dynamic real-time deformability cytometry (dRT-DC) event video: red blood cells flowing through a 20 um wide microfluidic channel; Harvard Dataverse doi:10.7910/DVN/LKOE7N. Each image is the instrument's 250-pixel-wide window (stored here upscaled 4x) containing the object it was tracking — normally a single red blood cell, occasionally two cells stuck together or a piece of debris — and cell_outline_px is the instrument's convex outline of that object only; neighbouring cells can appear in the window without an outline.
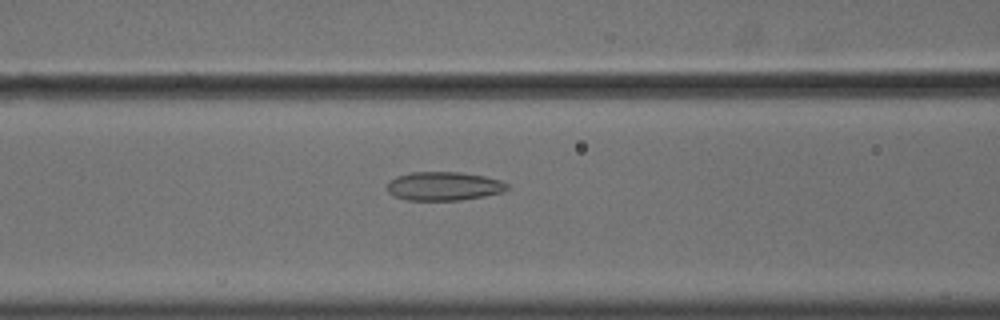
{"species": "common noctule bat (a hibernating species)", "species_latin": "Nyctalus noctula", "temperature_condition": "cold", "stored_images_in_passage": 56, "camera_frame_rate_fps": 3000, "um_per_image_px": 0.085, "animal": {"sex": "male", "body_mass_g": 18.8}, "frame": {"image": 1, "passage_image": 24, "time_ms": 7.667, "image_size_px": [1000, 320], "cell_outline_px": [[512, 188], [504, 192], [484, 196], [460, 200], [408, 200], [396, 196], [388, 192], [388, 180], [396, 176], [412, 172], [460, 172], [484, 176], [500, 180], [508, 184]], "centroid_in_image_um": [37.76, 15.82], "position_along_channel_um": 128.8, "area_um2": 20.17}}
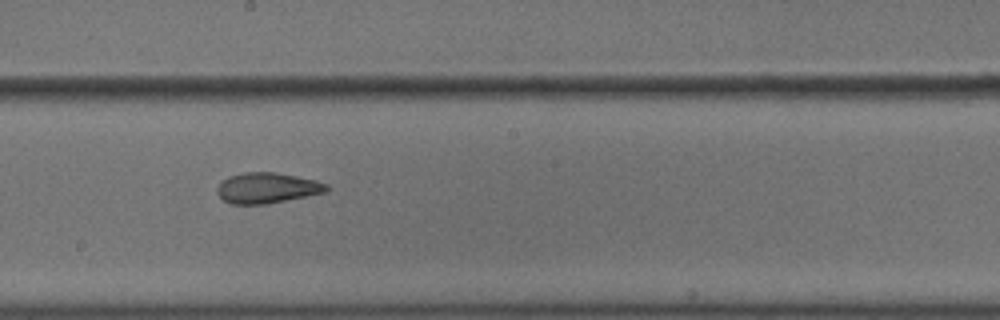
{"frame": {"image": 2, "passage_image": 32, "time_ms": 10.333, "image_size_px": [1000, 320], "cell_outline_px": [[328, 192], [264, 204], [232, 204], [224, 200], [216, 192], [216, 188], [228, 176], [244, 172], [276, 172], [316, 180], [328, 184]], "centroid_in_image_um": [22.72, 15.97], "position_along_channel_um": 225.5, "area_um2": 19.42}}
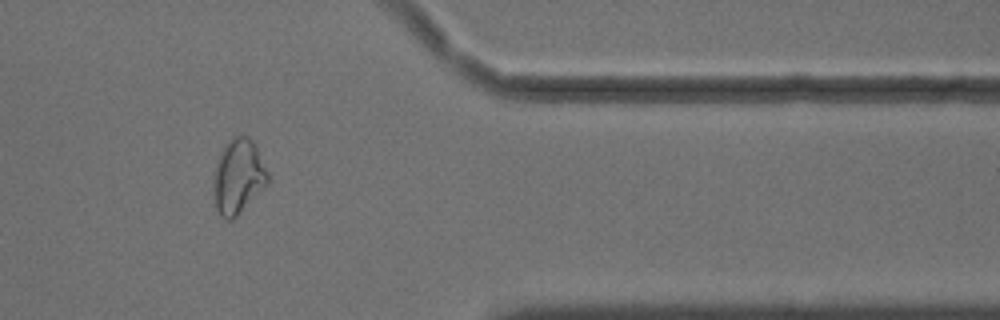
{"frame": {"image": 3, "passage_image": 47, "time_ms": 15.333, "image_size_px": [1000, 320], "cell_outline_px": [[268, 184], [232, 220], [224, 220], [216, 212], [212, 192], [212, 188], [216, 164], [220, 152], [228, 140], [232, 136], [248, 136], [256, 144], [268, 172]], "centroid_in_image_um": [20.23, 15.01], "position_along_channel_um": 391.2, "area_um2": 23.99}, "authors_computed_cell_mechanics": {"area_um2": 23.0333, "velocity_mm_per_s": 3.6208, "shape_relaxation_time_tau1_ms": null, "shape_relaxation_time_tau2_ms": 2.0322, "deformation_change_tau1": null, "deformation_change_tau2": 0.0864}}